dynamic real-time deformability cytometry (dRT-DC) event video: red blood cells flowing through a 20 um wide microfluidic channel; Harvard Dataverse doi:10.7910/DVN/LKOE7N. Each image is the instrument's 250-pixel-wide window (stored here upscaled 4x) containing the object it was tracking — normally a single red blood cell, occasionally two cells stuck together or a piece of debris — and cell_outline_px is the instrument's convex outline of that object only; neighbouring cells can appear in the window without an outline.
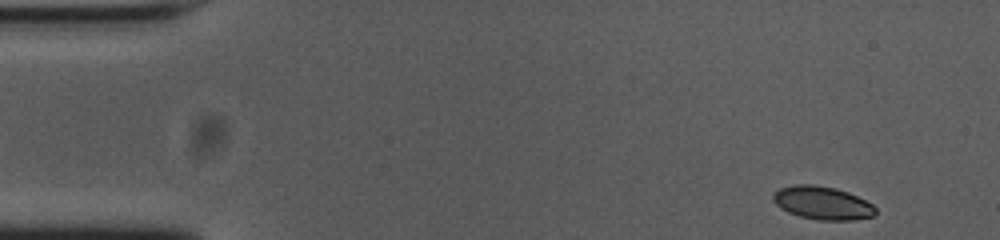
{"species": "common noctule bat (a hibernating species)", "species_latin": "Nyctalus noctula", "temperature_condition": "cold", "stored_images_in_passage": 51, "camera_frame_rate_fps": 3000, "um_per_image_px": 0.085, "animal": {"sex": "female", "body_mass_g": 23.0, "forearm_length_mm": 53.4}, "frame": {"image": 1, "passage_image": 1, "time_ms": 0.0, "image_size_px": [1000, 240], "cell_outline_px": [[876, 212], [872, 216], [852, 220], [820, 220], [800, 216], [788, 212], [780, 208], [772, 200], [772, 196], [780, 188], [796, 184], [812, 184], [836, 188], [848, 192], [872, 204], [876, 208]], "centroid_in_image_um": [69.89, 17.24], "position_along_channel_um": 15.1, "area_um2": 19.65}}
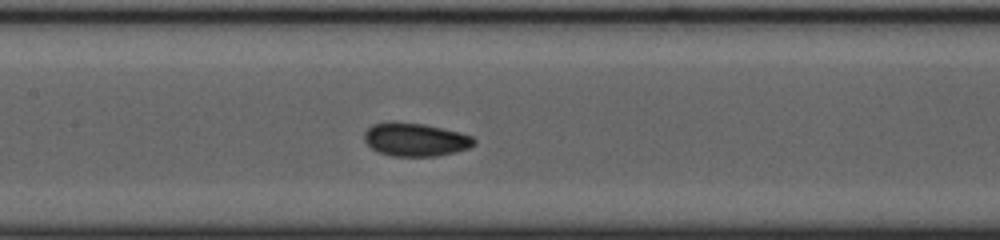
{"frame": {"image": 2, "passage_image": 22, "time_ms": 7.0, "image_size_px": [1000, 240], "cell_outline_px": [[476, 144], [468, 148], [456, 152], [436, 156], [392, 156], [380, 152], [372, 148], [364, 140], [364, 132], [372, 124], [392, 120], [424, 124], [460, 132], [472, 136], [476, 140]], "centroid_in_image_um": [35.31, 11.84], "position_along_channel_um": 172.1, "area_um2": 21.5}}
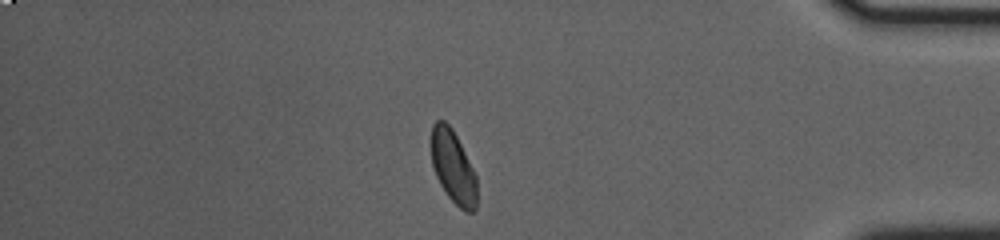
{"frame": {"image": 3, "passage_image": 43, "time_ms": 14.0, "image_size_px": [1000, 240], "cell_outline_px": [[476, 208], [472, 212], [464, 212], [448, 196], [440, 184], [436, 176], [432, 164], [432, 124], [436, 120], [444, 120], [452, 128], [476, 176]], "centroid_in_image_um": [38.51, 14.2], "position_along_channel_um": 396.7, "area_um2": 19.02}, "authors_computed_cell_mechanics": {"area_um2": 20.3456, "velocity_mm_per_s": 3.7243, "shape_relaxation_time_tau1_ms": 5.4149, "shape_relaxation_time_tau2_ms": 1.9077, "deformation_change_tau1": 0.0926, "deformation_change_tau2": 0.0573}}